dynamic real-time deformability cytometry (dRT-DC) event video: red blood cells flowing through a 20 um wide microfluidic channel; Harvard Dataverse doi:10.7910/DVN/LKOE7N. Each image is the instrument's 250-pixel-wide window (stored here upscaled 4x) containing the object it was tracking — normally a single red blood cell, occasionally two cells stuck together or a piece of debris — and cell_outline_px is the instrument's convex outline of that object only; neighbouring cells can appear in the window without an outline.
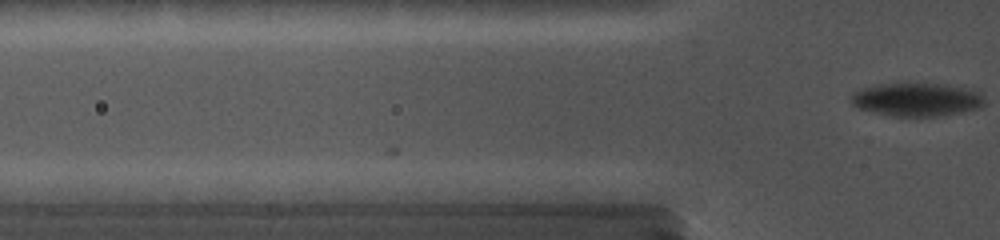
{"species": "common noctule bat (a hibernating species)", "species_latin": "Nyctalus noctula", "temperature_condition": "cold", "stored_images_in_passage": 6, "camera_frame_rate_fps": 5000, "um_per_image_px": 0.085, "animal": {"sex": "female", "body_mass_g": 19.0, "forearm_length_mm": 56.7}, "frame": {"image": 1, "passage_image": 6, "time_ms": 0.8, "image_size_px": [1000, 240], "cell_outline_px": [[984, 104], [980, 108], [940, 116], [892, 116], [856, 108], [852, 104], [852, 92], [860, 88], [876, 84], [940, 84], [972, 88], [980, 92], [984, 96]], "centroid_in_image_um": [77.93, 8.46], "position_along_channel_um": 47.9, "area_um2": 26.07}}